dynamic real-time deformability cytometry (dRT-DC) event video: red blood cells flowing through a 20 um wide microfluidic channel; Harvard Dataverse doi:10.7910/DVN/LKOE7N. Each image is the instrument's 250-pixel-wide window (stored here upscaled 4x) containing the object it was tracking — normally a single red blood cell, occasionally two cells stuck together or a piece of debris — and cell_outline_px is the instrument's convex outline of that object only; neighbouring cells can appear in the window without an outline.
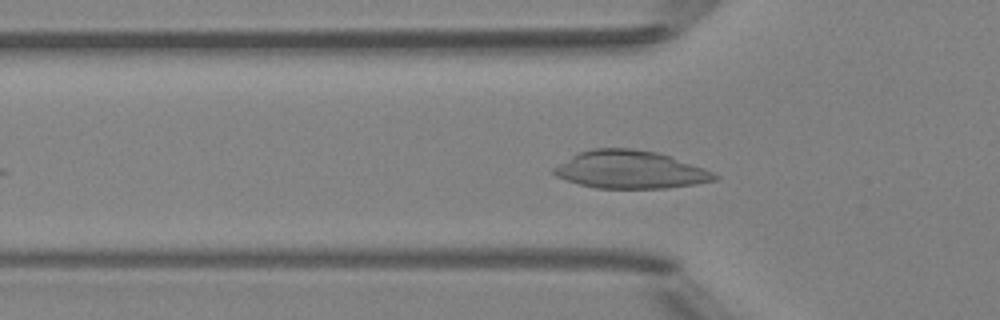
{"species": "Egyptian fruit bat (a non-hibernating species)", "species_latin": "Rousettus aegyptiacus", "temperature_condition": "room temperature", "stored_images_in_passage": 39, "camera_frame_rate_fps": 3000, "um_per_image_px": 0.085, "animal": {"sex": "female"}, "frame": {"image": 1, "passage_image": 15, "time_ms": 4.667, "image_size_px": [1000, 320], "cell_outline_px": [[720, 176], [716, 180], [696, 184], [664, 188], [596, 188], [580, 184], [556, 176], [552, 172], [552, 168], [572, 156], [580, 152], [592, 148], [632, 148], [656, 152], [672, 156], [704, 168]], "centroid_in_image_um": [53.59, 14.42], "position_along_channel_um": 72.2, "area_um2": 35.32}}
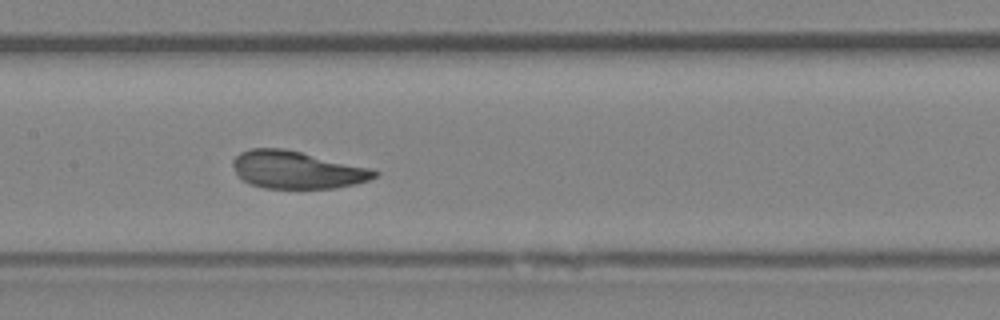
{"frame": {"image": 2, "passage_image": 23, "time_ms": 7.333, "image_size_px": [1000, 320], "cell_outline_px": [[380, 172], [376, 176], [368, 180], [336, 188], [264, 188], [248, 184], [236, 176], [232, 164], [232, 160], [240, 152], [252, 148], [284, 148], [372, 168]], "centroid_in_image_um": [25.19, 14.43], "position_along_channel_um": 182.2, "area_um2": 31.15}}
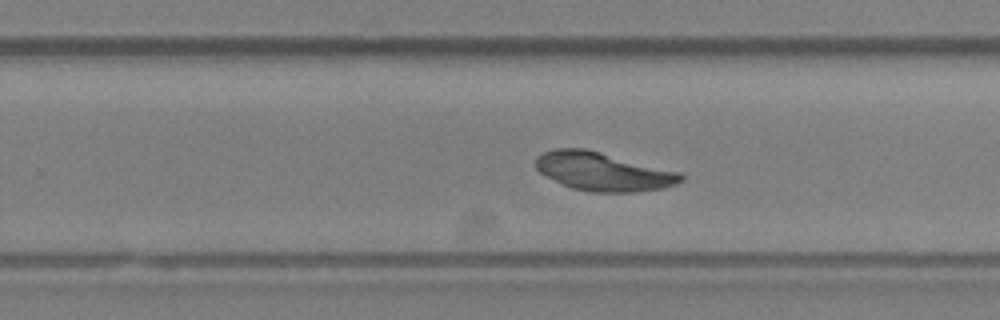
{"frame": {"image": 3, "passage_image": 30, "time_ms": 9.667, "image_size_px": [1000, 320], "cell_outline_px": [[684, 180], [676, 184], [664, 188], [636, 192], [588, 192], [572, 188], [560, 184], [540, 172], [536, 168], [536, 156], [552, 148], [584, 148], [680, 172], [684, 176]], "centroid_in_image_um": [51.26, 14.59], "position_along_channel_um": 278.5, "area_um2": 32.6}}